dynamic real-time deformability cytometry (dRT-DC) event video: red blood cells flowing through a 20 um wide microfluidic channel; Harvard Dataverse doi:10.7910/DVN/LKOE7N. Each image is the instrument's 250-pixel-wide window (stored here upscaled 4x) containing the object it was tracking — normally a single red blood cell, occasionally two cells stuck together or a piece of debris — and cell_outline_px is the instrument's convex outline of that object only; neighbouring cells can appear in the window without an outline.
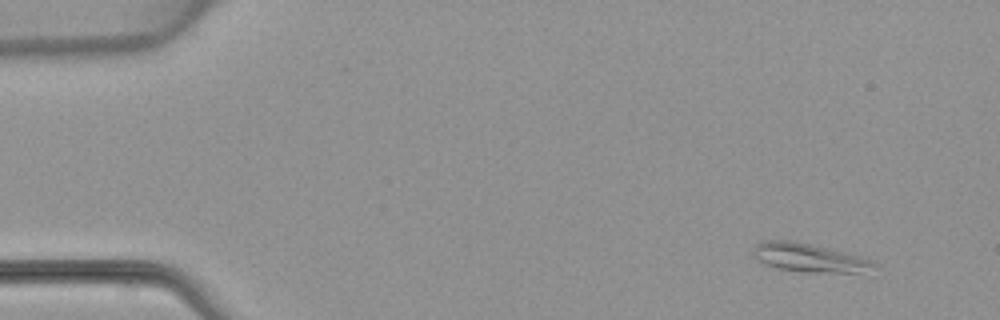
{"species": "common noctule bat (a hibernating species)", "species_latin": "Nyctalus noctula", "temperature_condition": "warm", "stored_images_in_passage": 6, "camera_frame_rate_fps": 3000, "um_per_image_px": 0.085, "animal": {"sex": "female", "body_mass_g": 22.7, "forearm_length_mm": 54.2}, "frame": {"image": 1, "passage_image": 1, "time_ms": 0.0, "image_size_px": [1000, 320], "cell_outline_px": [[880, 268], [872, 276], [864, 276], [804, 272], [776, 268], [760, 264], [752, 256], [752, 248], [756, 244], [764, 240], [792, 240], [812, 244], [860, 256], [872, 260], [880, 264]], "centroid_in_image_um": [68.99, 21.99], "position_along_channel_um": 16.0, "area_um2": 22.02}}
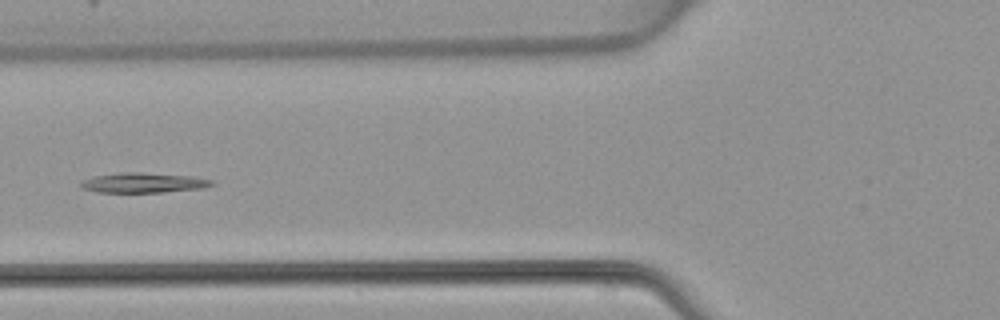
{"frame": {"image": 2, "passage_image": 5, "time_ms": 5.0, "image_size_px": [1000, 320], "cell_outline_px": [[216, 184], [204, 188], [164, 192], [96, 192], [84, 188], [80, 184], [84, 180], [96, 176], [124, 172], [140, 172], [196, 176], [212, 180]], "centroid_in_image_um": [12.3, 15.53], "position_along_channel_um": 113.5, "area_um2": 15.2}}
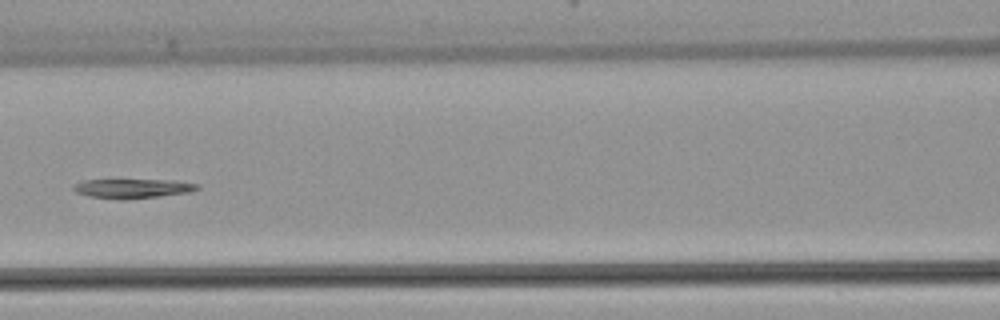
{"frame": {"image": 3, "passage_image": 6, "time_ms": 6.0, "image_size_px": [1000, 320], "cell_outline_px": [[200, 188], [192, 192], [128, 200], [88, 196], [76, 192], [72, 188], [76, 184], [84, 180], [172, 180], [200, 184]], "centroid_in_image_um": [11.33, 16.02], "position_along_channel_um": 155.3, "area_um2": 13.99}}